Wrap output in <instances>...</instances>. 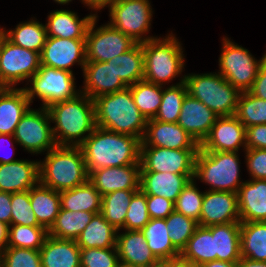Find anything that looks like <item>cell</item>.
Here are the masks:
<instances>
[{
	"mask_svg": "<svg viewBox=\"0 0 266 267\" xmlns=\"http://www.w3.org/2000/svg\"><path fill=\"white\" fill-rule=\"evenodd\" d=\"M30 203L38 224L49 230L61 209L60 192L38 182L30 189Z\"/></svg>",
	"mask_w": 266,
	"mask_h": 267,
	"instance_id": "cell-30",
	"label": "cell"
},
{
	"mask_svg": "<svg viewBox=\"0 0 266 267\" xmlns=\"http://www.w3.org/2000/svg\"><path fill=\"white\" fill-rule=\"evenodd\" d=\"M47 109L55 124L52 133L57 146H80L96 127L94 101L85 94Z\"/></svg>",
	"mask_w": 266,
	"mask_h": 267,
	"instance_id": "cell-2",
	"label": "cell"
},
{
	"mask_svg": "<svg viewBox=\"0 0 266 267\" xmlns=\"http://www.w3.org/2000/svg\"><path fill=\"white\" fill-rule=\"evenodd\" d=\"M51 122L48 109L41 106L38 110L30 108L16 126V143L34 155L49 152L56 146Z\"/></svg>",
	"mask_w": 266,
	"mask_h": 267,
	"instance_id": "cell-12",
	"label": "cell"
},
{
	"mask_svg": "<svg viewBox=\"0 0 266 267\" xmlns=\"http://www.w3.org/2000/svg\"><path fill=\"white\" fill-rule=\"evenodd\" d=\"M185 76L176 85L163 88L161 105L153 119L167 123H177L185 96L188 94ZM165 89V90H164Z\"/></svg>",
	"mask_w": 266,
	"mask_h": 267,
	"instance_id": "cell-41",
	"label": "cell"
},
{
	"mask_svg": "<svg viewBox=\"0 0 266 267\" xmlns=\"http://www.w3.org/2000/svg\"><path fill=\"white\" fill-rule=\"evenodd\" d=\"M95 214L88 211L74 212L60 209L53 225L48 230V235L59 239L76 241Z\"/></svg>",
	"mask_w": 266,
	"mask_h": 267,
	"instance_id": "cell-38",
	"label": "cell"
},
{
	"mask_svg": "<svg viewBox=\"0 0 266 267\" xmlns=\"http://www.w3.org/2000/svg\"><path fill=\"white\" fill-rule=\"evenodd\" d=\"M233 222H241L237 193L207 190L198 225L209 227Z\"/></svg>",
	"mask_w": 266,
	"mask_h": 267,
	"instance_id": "cell-17",
	"label": "cell"
},
{
	"mask_svg": "<svg viewBox=\"0 0 266 267\" xmlns=\"http://www.w3.org/2000/svg\"><path fill=\"white\" fill-rule=\"evenodd\" d=\"M0 258L1 267H42L39 250L7 247Z\"/></svg>",
	"mask_w": 266,
	"mask_h": 267,
	"instance_id": "cell-48",
	"label": "cell"
},
{
	"mask_svg": "<svg viewBox=\"0 0 266 267\" xmlns=\"http://www.w3.org/2000/svg\"><path fill=\"white\" fill-rule=\"evenodd\" d=\"M138 190H116L102 196L101 214L115 229L125 230L126 213L132 196Z\"/></svg>",
	"mask_w": 266,
	"mask_h": 267,
	"instance_id": "cell-39",
	"label": "cell"
},
{
	"mask_svg": "<svg viewBox=\"0 0 266 267\" xmlns=\"http://www.w3.org/2000/svg\"><path fill=\"white\" fill-rule=\"evenodd\" d=\"M92 20L85 38L86 62H107L131 49L136 42L108 23L96 27ZM95 28V29H94Z\"/></svg>",
	"mask_w": 266,
	"mask_h": 267,
	"instance_id": "cell-13",
	"label": "cell"
},
{
	"mask_svg": "<svg viewBox=\"0 0 266 267\" xmlns=\"http://www.w3.org/2000/svg\"><path fill=\"white\" fill-rule=\"evenodd\" d=\"M97 13H91L80 19L77 13L71 10H55L47 17L45 24L47 36L67 39H85L87 30Z\"/></svg>",
	"mask_w": 266,
	"mask_h": 267,
	"instance_id": "cell-26",
	"label": "cell"
},
{
	"mask_svg": "<svg viewBox=\"0 0 266 267\" xmlns=\"http://www.w3.org/2000/svg\"><path fill=\"white\" fill-rule=\"evenodd\" d=\"M195 182L193 179L185 186L174 202V210L198 222L205 192L199 191Z\"/></svg>",
	"mask_w": 266,
	"mask_h": 267,
	"instance_id": "cell-45",
	"label": "cell"
},
{
	"mask_svg": "<svg viewBox=\"0 0 266 267\" xmlns=\"http://www.w3.org/2000/svg\"><path fill=\"white\" fill-rule=\"evenodd\" d=\"M61 209L101 213L102 196L89 182L60 192Z\"/></svg>",
	"mask_w": 266,
	"mask_h": 267,
	"instance_id": "cell-34",
	"label": "cell"
},
{
	"mask_svg": "<svg viewBox=\"0 0 266 267\" xmlns=\"http://www.w3.org/2000/svg\"><path fill=\"white\" fill-rule=\"evenodd\" d=\"M11 224L40 226L30 203V190L11 194Z\"/></svg>",
	"mask_w": 266,
	"mask_h": 267,
	"instance_id": "cell-46",
	"label": "cell"
},
{
	"mask_svg": "<svg viewBox=\"0 0 266 267\" xmlns=\"http://www.w3.org/2000/svg\"><path fill=\"white\" fill-rule=\"evenodd\" d=\"M239 152L204 151L195 158L194 180L210 185L209 191L237 193L244 183L240 179Z\"/></svg>",
	"mask_w": 266,
	"mask_h": 267,
	"instance_id": "cell-6",
	"label": "cell"
},
{
	"mask_svg": "<svg viewBox=\"0 0 266 267\" xmlns=\"http://www.w3.org/2000/svg\"><path fill=\"white\" fill-rule=\"evenodd\" d=\"M241 257L266 262V221L240 222Z\"/></svg>",
	"mask_w": 266,
	"mask_h": 267,
	"instance_id": "cell-35",
	"label": "cell"
},
{
	"mask_svg": "<svg viewBox=\"0 0 266 267\" xmlns=\"http://www.w3.org/2000/svg\"><path fill=\"white\" fill-rule=\"evenodd\" d=\"M84 85L80 93L91 99L126 89L128 86L116 75L107 62H86L83 69Z\"/></svg>",
	"mask_w": 266,
	"mask_h": 267,
	"instance_id": "cell-21",
	"label": "cell"
},
{
	"mask_svg": "<svg viewBox=\"0 0 266 267\" xmlns=\"http://www.w3.org/2000/svg\"><path fill=\"white\" fill-rule=\"evenodd\" d=\"M235 116L246 128L266 124V100L240 92Z\"/></svg>",
	"mask_w": 266,
	"mask_h": 267,
	"instance_id": "cell-42",
	"label": "cell"
},
{
	"mask_svg": "<svg viewBox=\"0 0 266 267\" xmlns=\"http://www.w3.org/2000/svg\"><path fill=\"white\" fill-rule=\"evenodd\" d=\"M246 150V127L234 116L218 117L210 133L200 144L204 151L239 152Z\"/></svg>",
	"mask_w": 266,
	"mask_h": 267,
	"instance_id": "cell-16",
	"label": "cell"
},
{
	"mask_svg": "<svg viewBox=\"0 0 266 267\" xmlns=\"http://www.w3.org/2000/svg\"><path fill=\"white\" fill-rule=\"evenodd\" d=\"M55 3H59V4H69V2H72V0H53Z\"/></svg>",
	"mask_w": 266,
	"mask_h": 267,
	"instance_id": "cell-62",
	"label": "cell"
},
{
	"mask_svg": "<svg viewBox=\"0 0 266 267\" xmlns=\"http://www.w3.org/2000/svg\"><path fill=\"white\" fill-rule=\"evenodd\" d=\"M150 219H165L174 211V202L161 196L146 195Z\"/></svg>",
	"mask_w": 266,
	"mask_h": 267,
	"instance_id": "cell-51",
	"label": "cell"
},
{
	"mask_svg": "<svg viewBox=\"0 0 266 267\" xmlns=\"http://www.w3.org/2000/svg\"><path fill=\"white\" fill-rule=\"evenodd\" d=\"M39 182V161L18 160L0 164V191L17 193L30 190Z\"/></svg>",
	"mask_w": 266,
	"mask_h": 267,
	"instance_id": "cell-22",
	"label": "cell"
},
{
	"mask_svg": "<svg viewBox=\"0 0 266 267\" xmlns=\"http://www.w3.org/2000/svg\"><path fill=\"white\" fill-rule=\"evenodd\" d=\"M73 72L55 69L45 65H40L37 73L30 77L23 90L30 103L38 97L43 104L42 107L48 108L51 105L75 98L80 90H76L75 77Z\"/></svg>",
	"mask_w": 266,
	"mask_h": 267,
	"instance_id": "cell-8",
	"label": "cell"
},
{
	"mask_svg": "<svg viewBox=\"0 0 266 267\" xmlns=\"http://www.w3.org/2000/svg\"><path fill=\"white\" fill-rule=\"evenodd\" d=\"M82 3H84V6H88V8L91 10H95L96 12L104 7H106L108 4L116 1V0H81Z\"/></svg>",
	"mask_w": 266,
	"mask_h": 267,
	"instance_id": "cell-57",
	"label": "cell"
},
{
	"mask_svg": "<svg viewBox=\"0 0 266 267\" xmlns=\"http://www.w3.org/2000/svg\"><path fill=\"white\" fill-rule=\"evenodd\" d=\"M0 222L11 225V193L0 191Z\"/></svg>",
	"mask_w": 266,
	"mask_h": 267,
	"instance_id": "cell-54",
	"label": "cell"
},
{
	"mask_svg": "<svg viewBox=\"0 0 266 267\" xmlns=\"http://www.w3.org/2000/svg\"><path fill=\"white\" fill-rule=\"evenodd\" d=\"M75 63L82 71L86 64L85 39H67L47 36L40 53V64L70 72Z\"/></svg>",
	"mask_w": 266,
	"mask_h": 267,
	"instance_id": "cell-15",
	"label": "cell"
},
{
	"mask_svg": "<svg viewBox=\"0 0 266 267\" xmlns=\"http://www.w3.org/2000/svg\"><path fill=\"white\" fill-rule=\"evenodd\" d=\"M116 75L127 85H133L143 80L144 76V54L142 43H136L127 52L110 59Z\"/></svg>",
	"mask_w": 266,
	"mask_h": 267,
	"instance_id": "cell-36",
	"label": "cell"
},
{
	"mask_svg": "<svg viewBox=\"0 0 266 267\" xmlns=\"http://www.w3.org/2000/svg\"><path fill=\"white\" fill-rule=\"evenodd\" d=\"M169 267H192V266H189L188 264L182 263L180 261H175V262H169Z\"/></svg>",
	"mask_w": 266,
	"mask_h": 267,
	"instance_id": "cell-60",
	"label": "cell"
},
{
	"mask_svg": "<svg viewBox=\"0 0 266 267\" xmlns=\"http://www.w3.org/2000/svg\"><path fill=\"white\" fill-rule=\"evenodd\" d=\"M96 126L119 134L144 137L147 119L137 108L130 88L93 99Z\"/></svg>",
	"mask_w": 266,
	"mask_h": 267,
	"instance_id": "cell-3",
	"label": "cell"
},
{
	"mask_svg": "<svg viewBox=\"0 0 266 267\" xmlns=\"http://www.w3.org/2000/svg\"><path fill=\"white\" fill-rule=\"evenodd\" d=\"M9 225L0 222V255L8 247Z\"/></svg>",
	"mask_w": 266,
	"mask_h": 267,
	"instance_id": "cell-56",
	"label": "cell"
},
{
	"mask_svg": "<svg viewBox=\"0 0 266 267\" xmlns=\"http://www.w3.org/2000/svg\"><path fill=\"white\" fill-rule=\"evenodd\" d=\"M141 147L199 149L200 145L178 124L155 119L147 121Z\"/></svg>",
	"mask_w": 266,
	"mask_h": 267,
	"instance_id": "cell-18",
	"label": "cell"
},
{
	"mask_svg": "<svg viewBox=\"0 0 266 267\" xmlns=\"http://www.w3.org/2000/svg\"><path fill=\"white\" fill-rule=\"evenodd\" d=\"M149 221L146 194L138 190L132 196L126 213L125 230H141Z\"/></svg>",
	"mask_w": 266,
	"mask_h": 267,
	"instance_id": "cell-49",
	"label": "cell"
},
{
	"mask_svg": "<svg viewBox=\"0 0 266 267\" xmlns=\"http://www.w3.org/2000/svg\"><path fill=\"white\" fill-rule=\"evenodd\" d=\"M0 29L13 44L38 53H41L47 39L45 25L33 18L30 21L20 22L13 30L7 31L1 27Z\"/></svg>",
	"mask_w": 266,
	"mask_h": 267,
	"instance_id": "cell-37",
	"label": "cell"
},
{
	"mask_svg": "<svg viewBox=\"0 0 266 267\" xmlns=\"http://www.w3.org/2000/svg\"><path fill=\"white\" fill-rule=\"evenodd\" d=\"M165 220L169 231L168 236L173 246L181 253L192 237L198 223L175 210Z\"/></svg>",
	"mask_w": 266,
	"mask_h": 267,
	"instance_id": "cell-44",
	"label": "cell"
},
{
	"mask_svg": "<svg viewBox=\"0 0 266 267\" xmlns=\"http://www.w3.org/2000/svg\"><path fill=\"white\" fill-rule=\"evenodd\" d=\"M150 267H169V262H159L153 266H150Z\"/></svg>",
	"mask_w": 266,
	"mask_h": 267,
	"instance_id": "cell-61",
	"label": "cell"
},
{
	"mask_svg": "<svg viewBox=\"0 0 266 267\" xmlns=\"http://www.w3.org/2000/svg\"><path fill=\"white\" fill-rule=\"evenodd\" d=\"M182 43L175 35L157 37L142 43L144 54L143 80L164 86L180 76L185 66Z\"/></svg>",
	"mask_w": 266,
	"mask_h": 267,
	"instance_id": "cell-5",
	"label": "cell"
},
{
	"mask_svg": "<svg viewBox=\"0 0 266 267\" xmlns=\"http://www.w3.org/2000/svg\"><path fill=\"white\" fill-rule=\"evenodd\" d=\"M140 164L88 171V181L101 196L116 190H140Z\"/></svg>",
	"mask_w": 266,
	"mask_h": 267,
	"instance_id": "cell-19",
	"label": "cell"
},
{
	"mask_svg": "<svg viewBox=\"0 0 266 267\" xmlns=\"http://www.w3.org/2000/svg\"><path fill=\"white\" fill-rule=\"evenodd\" d=\"M216 260L212 226L198 225L186 247L180 253L179 261L192 267Z\"/></svg>",
	"mask_w": 266,
	"mask_h": 267,
	"instance_id": "cell-29",
	"label": "cell"
},
{
	"mask_svg": "<svg viewBox=\"0 0 266 267\" xmlns=\"http://www.w3.org/2000/svg\"><path fill=\"white\" fill-rule=\"evenodd\" d=\"M81 267H118L117 248H80Z\"/></svg>",
	"mask_w": 266,
	"mask_h": 267,
	"instance_id": "cell-47",
	"label": "cell"
},
{
	"mask_svg": "<svg viewBox=\"0 0 266 267\" xmlns=\"http://www.w3.org/2000/svg\"><path fill=\"white\" fill-rule=\"evenodd\" d=\"M198 149L140 147L141 171L194 174Z\"/></svg>",
	"mask_w": 266,
	"mask_h": 267,
	"instance_id": "cell-14",
	"label": "cell"
},
{
	"mask_svg": "<svg viewBox=\"0 0 266 267\" xmlns=\"http://www.w3.org/2000/svg\"><path fill=\"white\" fill-rule=\"evenodd\" d=\"M140 147L139 138L97 126L80 145L87 171L140 164Z\"/></svg>",
	"mask_w": 266,
	"mask_h": 267,
	"instance_id": "cell-1",
	"label": "cell"
},
{
	"mask_svg": "<svg viewBox=\"0 0 266 267\" xmlns=\"http://www.w3.org/2000/svg\"><path fill=\"white\" fill-rule=\"evenodd\" d=\"M0 50H1V29H0Z\"/></svg>",
	"mask_w": 266,
	"mask_h": 267,
	"instance_id": "cell-64",
	"label": "cell"
},
{
	"mask_svg": "<svg viewBox=\"0 0 266 267\" xmlns=\"http://www.w3.org/2000/svg\"><path fill=\"white\" fill-rule=\"evenodd\" d=\"M39 161V182L55 191L73 189L88 181L80 146H55Z\"/></svg>",
	"mask_w": 266,
	"mask_h": 267,
	"instance_id": "cell-4",
	"label": "cell"
},
{
	"mask_svg": "<svg viewBox=\"0 0 266 267\" xmlns=\"http://www.w3.org/2000/svg\"><path fill=\"white\" fill-rule=\"evenodd\" d=\"M117 231L116 248L120 263L150 267L160 261L154 256L141 230Z\"/></svg>",
	"mask_w": 266,
	"mask_h": 267,
	"instance_id": "cell-24",
	"label": "cell"
},
{
	"mask_svg": "<svg viewBox=\"0 0 266 267\" xmlns=\"http://www.w3.org/2000/svg\"><path fill=\"white\" fill-rule=\"evenodd\" d=\"M40 65V53L13 44L1 31L0 84L3 87L15 88L19 82H27Z\"/></svg>",
	"mask_w": 266,
	"mask_h": 267,
	"instance_id": "cell-11",
	"label": "cell"
},
{
	"mask_svg": "<svg viewBox=\"0 0 266 267\" xmlns=\"http://www.w3.org/2000/svg\"><path fill=\"white\" fill-rule=\"evenodd\" d=\"M247 171L253 179H266V149H246Z\"/></svg>",
	"mask_w": 266,
	"mask_h": 267,
	"instance_id": "cell-50",
	"label": "cell"
},
{
	"mask_svg": "<svg viewBox=\"0 0 266 267\" xmlns=\"http://www.w3.org/2000/svg\"><path fill=\"white\" fill-rule=\"evenodd\" d=\"M23 87H4L0 92V134L14 135L20 119L30 109Z\"/></svg>",
	"mask_w": 266,
	"mask_h": 267,
	"instance_id": "cell-27",
	"label": "cell"
},
{
	"mask_svg": "<svg viewBox=\"0 0 266 267\" xmlns=\"http://www.w3.org/2000/svg\"><path fill=\"white\" fill-rule=\"evenodd\" d=\"M216 260L237 262L241 258L240 222L212 225Z\"/></svg>",
	"mask_w": 266,
	"mask_h": 267,
	"instance_id": "cell-32",
	"label": "cell"
},
{
	"mask_svg": "<svg viewBox=\"0 0 266 267\" xmlns=\"http://www.w3.org/2000/svg\"><path fill=\"white\" fill-rule=\"evenodd\" d=\"M217 118L211 109L187 94L177 123L200 145L210 133Z\"/></svg>",
	"mask_w": 266,
	"mask_h": 267,
	"instance_id": "cell-20",
	"label": "cell"
},
{
	"mask_svg": "<svg viewBox=\"0 0 266 267\" xmlns=\"http://www.w3.org/2000/svg\"><path fill=\"white\" fill-rule=\"evenodd\" d=\"M264 57L265 55L257 60L246 48L232 42L228 37H223L219 73L239 92H248Z\"/></svg>",
	"mask_w": 266,
	"mask_h": 267,
	"instance_id": "cell-10",
	"label": "cell"
},
{
	"mask_svg": "<svg viewBox=\"0 0 266 267\" xmlns=\"http://www.w3.org/2000/svg\"><path fill=\"white\" fill-rule=\"evenodd\" d=\"M48 237V230L42 226L9 225L8 247L40 250Z\"/></svg>",
	"mask_w": 266,
	"mask_h": 267,
	"instance_id": "cell-43",
	"label": "cell"
},
{
	"mask_svg": "<svg viewBox=\"0 0 266 267\" xmlns=\"http://www.w3.org/2000/svg\"><path fill=\"white\" fill-rule=\"evenodd\" d=\"M13 139V140H12ZM2 140L4 141H7L9 144H14V142L16 143V140L14 138V135H10V134H0V142L2 143ZM4 141V142H5ZM10 146V145H9ZM12 155H6L4 154L0 156V164H3V163H12V162H16L18 161L19 159H14L13 157H11Z\"/></svg>",
	"mask_w": 266,
	"mask_h": 267,
	"instance_id": "cell-55",
	"label": "cell"
},
{
	"mask_svg": "<svg viewBox=\"0 0 266 267\" xmlns=\"http://www.w3.org/2000/svg\"><path fill=\"white\" fill-rule=\"evenodd\" d=\"M128 87L143 116L147 120L154 118L161 105L164 86L142 80Z\"/></svg>",
	"mask_w": 266,
	"mask_h": 267,
	"instance_id": "cell-40",
	"label": "cell"
},
{
	"mask_svg": "<svg viewBox=\"0 0 266 267\" xmlns=\"http://www.w3.org/2000/svg\"><path fill=\"white\" fill-rule=\"evenodd\" d=\"M188 94L218 117L234 116L240 92L219 72L184 75Z\"/></svg>",
	"mask_w": 266,
	"mask_h": 267,
	"instance_id": "cell-7",
	"label": "cell"
},
{
	"mask_svg": "<svg viewBox=\"0 0 266 267\" xmlns=\"http://www.w3.org/2000/svg\"><path fill=\"white\" fill-rule=\"evenodd\" d=\"M39 251L42 267H81L80 247L75 240L48 235Z\"/></svg>",
	"mask_w": 266,
	"mask_h": 267,
	"instance_id": "cell-28",
	"label": "cell"
},
{
	"mask_svg": "<svg viewBox=\"0 0 266 267\" xmlns=\"http://www.w3.org/2000/svg\"><path fill=\"white\" fill-rule=\"evenodd\" d=\"M106 7H109L108 24L134 42L144 43L157 38L146 35L150 31L153 17L149 0H116Z\"/></svg>",
	"mask_w": 266,
	"mask_h": 267,
	"instance_id": "cell-9",
	"label": "cell"
},
{
	"mask_svg": "<svg viewBox=\"0 0 266 267\" xmlns=\"http://www.w3.org/2000/svg\"><path fill=\"white\" fill-rule=\"evenodd\" d=\"M118 267H139V266L129 265V264H125V263H119Z\"/></svg>",
	"mask_w": 266,
	"mask_h": 267,
	"instance_id": "cell-63",
	"label": "cell"
},
{
	"mask_svg": "<svg viewBox=\"0 0 266 267\" xmlns=\"http://www.w3.org/2000/svg\"><path fill=\"white\" fill-rule=\"evenodd\" d=\"M249 92L258 98L266 100V57L260 63L257 77Z\"/></svg>",
	"mask_w": 266,
	"mask_h": 267,
	"instance_id": "cell-53",
	"label": "cell"
},
{
	"mask_svg": "<svg viewBox=\"0 0 266 267\" xmlns=\"http://www.w3.org/2000/svg\"><path fill=\"white\" fill-rule=\"evenodd\" d=\"M194 179V174L140 171V190L146 195L161 196L173 202L185 186Z\"/></svg>",
	"mask_w": 266,
	"mask_h": 267,
	"instance_id": "cell-23",
	"label": "cell"
},
{
	"mask_svg": "<svg viewBox=\"0 0 266 267\" xmlns=\"http://www.w3.org/2000/svg\"><path fill=\"white\" fill-rule=\"evenodd\" d=\"M246 149H266V124L246 128Z\"/></svg>",
	"mask_w": 266,
	"mask_h": 267,
	"instance_id": "cell-52",
	"label": "cell"
},
{
	"mask_svg": "<svg viewBox=\"0 0 266 267\" xmlns=\"http://www.w3.org/2000/svg\"><path fill=\"white\" fill-rule=\"evenodd\" d=\"M3 88H4V87L0 84V92L2 91Z\"/></svg>",
	"mask_w": 266,
	"mask_h": 267,
	"instance_id": "cell-65",
	"label": "cell"
},
{
	"mask_svg": "<svg viewBox=\"0 0 266 267\" xmlns=\"http://www.w3.org/2000/svg\"><path fill=\"white\" fill-rule=\"evenodd\" d=\"M235 266H236V262L213 260V261L201 264L197 267H235Z\"/></svg>",
	"mask_w": 266,
	"mask_h": 267,
	"instance_id": "cell-59",
	"label": "cell"
},
{
	"mask_svg": "<svg viewBox=\"0 0 266 267\" xmlns=\"http://www.w3.org/2000/svg\"><path fill=\"white\" fill-rule=\"evenodd\" d=\"M237 195L241 222L266 221V179L246 180Z\"/></svg>",
	"mask_w": 266,
	"mask_h": 267,
	"instance_id": "cell-25",
	"label": "cell"
},
{
	"mask_svg": "<svg viewBox=\"0 0 266 267\" xmlns=\"http://www.w3.org/2000/svg\"><path fill=\"white\" fill-rule=\"evenodd\" d=\"M141 232L147 241V246L159 261H179L180 252L173 246L168 236L165 219H150Z\"/></svg>",
	"mask_w": 266,
	"mask_h": 267,
	"instance_id": "cell-31",
	"label": "cell"
},
{
	"mask_svg": "<svg viewBox=\"0 0 266 267\" xmlns=\"http://www.w3.org/2000/svg\"><path fill=\"white\" fill-rule=\"evenodd\" d=\"M117 231L98 213L80 233L76 243L80 248H116Z\"/></svg>",
	"mask_w": 266,
	"mask_h": 267,
	"instance_id": "cell-33",
	"label": "cell"
},
{
	"mask_svg": "<svg viewBox=\"0 0 266 267\" xmlns=\"http://www.w3.org/2000/svg\"><path fill=\"white\" fill-rule=\"evenodd\" d=\"M235 267H266L265 261H252L247 258L241 257Z\"/></svg>",
	"mask_w": 266,
	"mask_h": 267,
	"instance_id": "cell-58",
	"label": "cell"
}]
</instances>
